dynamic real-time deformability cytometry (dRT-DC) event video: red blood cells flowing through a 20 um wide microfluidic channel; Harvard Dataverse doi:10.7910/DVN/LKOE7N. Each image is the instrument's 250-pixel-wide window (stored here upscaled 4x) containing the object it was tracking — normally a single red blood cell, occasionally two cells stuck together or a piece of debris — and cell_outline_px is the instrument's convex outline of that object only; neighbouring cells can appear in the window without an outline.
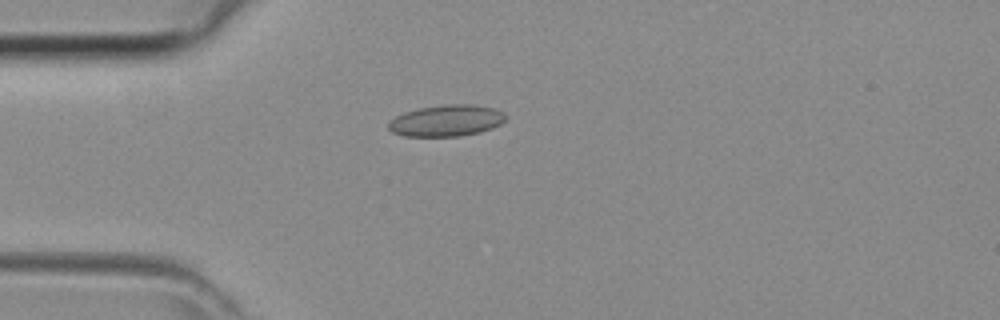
{"species": "common noctule bat (a hibernating species)", "species_latin": "Nyctalus noctula", "temperature_condition": "room temperature", "stored_images_in_passage": 11, "camera_frame_rate_fps": 3000, "um_per_image_px": 0.085, "animal": {"sex": "female", "body_mass_g": 29.2, "forearm_length_mm": 56.3}, "frame": {"image": 1, "passage_image": 9, "time_ms": 2.667, "image_size_px": [1000, 320], "cell_outline_px": [[508, 116], [500, 124], [492, 128], [480, 132], [460, 136], [404, 136], [392, 132], [388, 128], [388, 124], [396, 116], [404, 112], [420, 108], [448, 104], [472, 104], [496, 108], [504, 112]], "centroid_in_image_um": [37.98, 10.25], "position_along_channel_um": 47.0, "area_um2": 21.5}}